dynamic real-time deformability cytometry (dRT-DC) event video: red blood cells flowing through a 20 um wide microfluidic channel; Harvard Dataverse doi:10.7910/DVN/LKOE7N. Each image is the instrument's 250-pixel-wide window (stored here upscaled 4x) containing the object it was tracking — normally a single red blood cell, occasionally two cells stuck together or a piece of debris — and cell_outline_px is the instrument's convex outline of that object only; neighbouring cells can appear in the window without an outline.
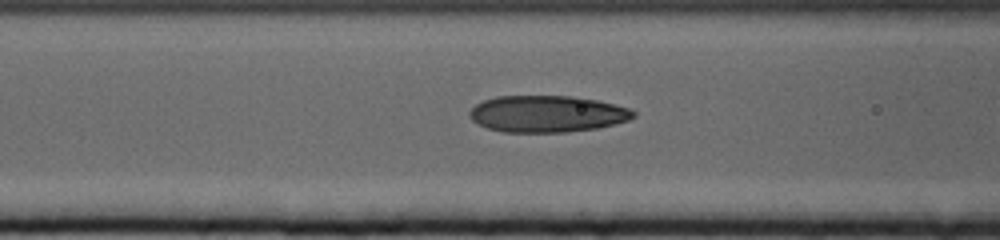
{"species": "human", "species_latin": "Homo sapiens", "temperature_condition": "cold", "stored_images_in_passage": 41, "camera_frame_rate_fps": 3000, "um_per_image_px": 0.085, "donor": {"sex": "female"}, "frame": {"image": 1, "passage_image": 17, "time_ms": 5.333, "image_size_px": [1000, 240], "cell_outline_px": [[636, 116], [628, 120], [596, 128], [564, 132], [504, 132], [488, 128], [472, 120], [468, 116], [468, 112], [476, 104], [484, 100], [496, 96], [568, 96], [596, 100], [628, 108], [636, 112]], "centroid_in_image_um": [46.47, 9.68], "position_along_channel_um": 120.1, "area_um2": 34.74}}
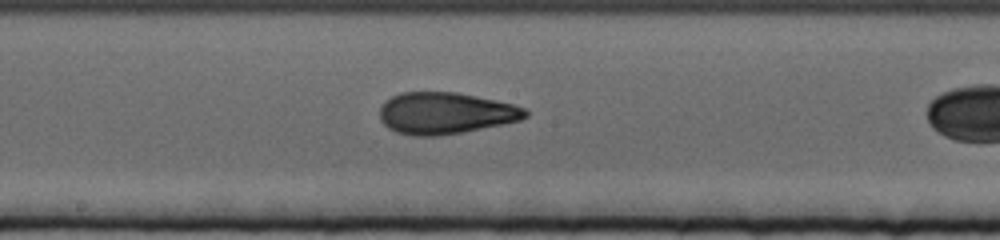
{"frame": {"image": 2, "passage_image": 25, "time_ms": 8.0, "image_size_px": [1000, 240], "cell_outline_px": [[528, 116], [520, 120], [440, 136], [412, 136], [396, 132], [388, 128], [380, 120], [380, 108], [384, 100], [400, 92], [456, 92], [496, 100], [512, 104], [524, 108], [528, 112]], "centroid_in_image_um": [37.81, 9.61], "position_along_channel_um": 210.4, "area_um2": 35.26}}
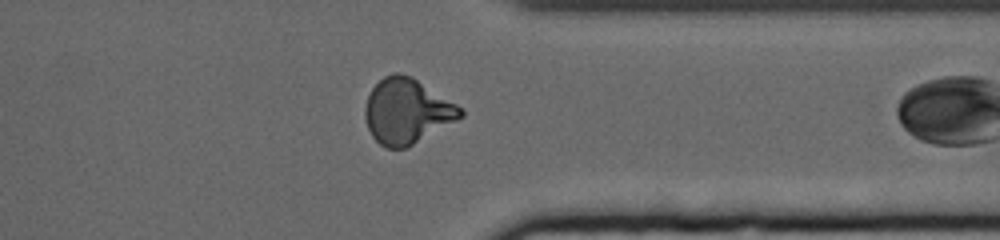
{"frame": {"image": 3, "passage_image": 40, "time_ms": 13.0, "image_size_px": [1000, 240], "cell_outline_px": [[464, 116], [412, 144], [404, 148], [384, 148], [372, 136], [368, 128], [364, 116], [364, 108], [368, 96], [372, 88], [384, 76], [392, 72], [400, 72], [412, 76], [464, 108]], "centroid_in_image_um": [34.58, 9.42], "position_along_channel_um": 376.8, "area_um2": 36.18}}